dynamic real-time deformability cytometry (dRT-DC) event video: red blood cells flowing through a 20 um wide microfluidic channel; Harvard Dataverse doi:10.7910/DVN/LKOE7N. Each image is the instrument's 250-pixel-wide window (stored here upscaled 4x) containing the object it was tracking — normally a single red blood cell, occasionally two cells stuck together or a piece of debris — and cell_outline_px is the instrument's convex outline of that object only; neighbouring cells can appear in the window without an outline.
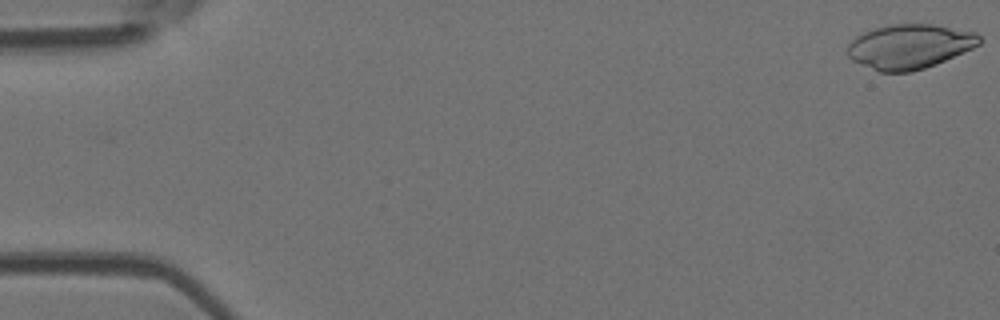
{"species": "Egyptian fruit bat (a non-hibernating species)", "species_latin": "Rousettus aegyptiacus", "temperature_condition": "room temperature", "stored_images_in_passage": 52, "camera_frame_rate_fps": 3000, "um_per_image_px": 0.085, "animal": {"sex": "female"}, "frame": {"image": 1, "passage_image": 1, "time_ms": 0.0, "image_size_px": [1000, 320], "cell_outline_px": [[984, 40], [980, 44], [972, 48], [936, 64], [912, 72], [880, 72], [852, 60], [848, 56], [848, 44], [856, 36], [864, 32], [888, 24], [932, 24], [976, 32]], "centroid_in_image_um": [77.33, 3.95], "position_along_channel_um": 7.7, "area_um2": 34.16}}
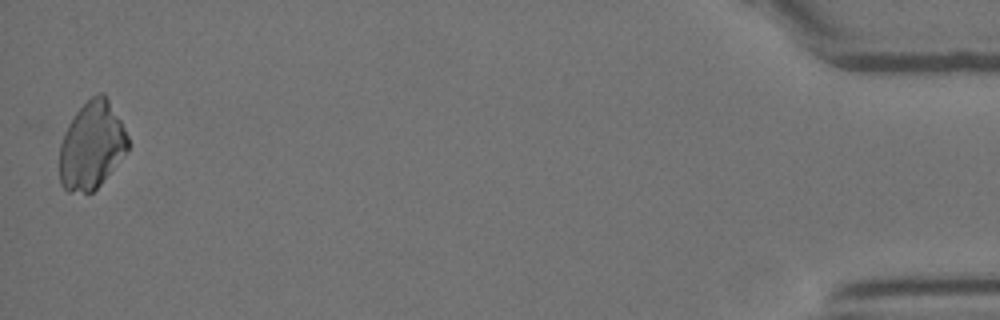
{"frame": {"image": 2, "passage_image": 52, "time_ms": 17.0, "image_size_px": [1000, 320], "cell_outline_px": [[128, 152], [100, 184], [92, 192], [68, 192], [60, 184], [60, 144], [64, 132], [68, 124], [76, 112], [92, 96], [100, 92], [104, 92], [120, 120], [128, 136]], "centroid_in_image_um": [7.79, 12.37], "position_along_channel_um": 427.4, "area_um2": 34.74}}